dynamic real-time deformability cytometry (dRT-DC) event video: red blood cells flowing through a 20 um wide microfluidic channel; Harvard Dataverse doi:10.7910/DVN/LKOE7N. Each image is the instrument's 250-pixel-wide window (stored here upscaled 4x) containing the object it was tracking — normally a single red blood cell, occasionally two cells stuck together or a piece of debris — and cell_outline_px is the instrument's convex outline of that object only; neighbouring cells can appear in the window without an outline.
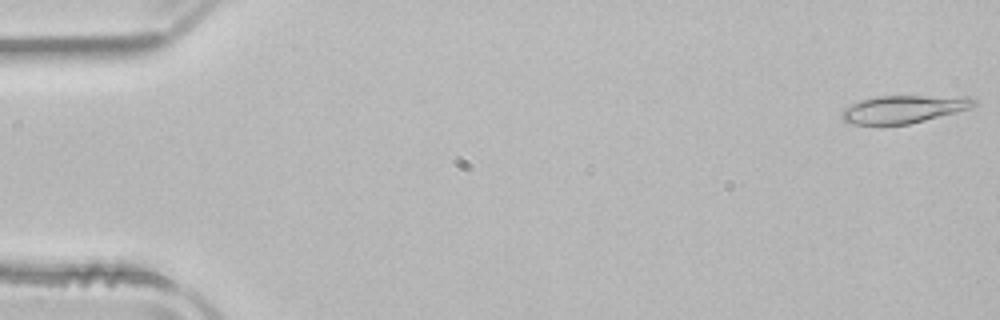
{"species": "common noctule bat (a hibernating species)", "species_latin": "Nyctalus noctula", "temperature_condition": "room temperature", "stored_images_in_passage": 14, "camera_frame_rate_fps": 3000, "um_per_image_px": 0.085, "animal": {"sex": "male", "body_mass_g": 21.5, "forearm_length_mm": 52.0}, "frame": {"image": 1, "passage_image": 1, "time_ms": 0.0, "image_size_px": [1000, 320], "cell_outline_px": [[980, 104], [972, 108], [908, 124], [852, 124], [844, 120], [840, 116], [840, 112], [844, 108], [860, 100], [876, 96], [972, 96]], "centroid_in_image_um": [76.86, 9.26], "position_along_channel_um": 8.1, "area_um2": 21.5}}
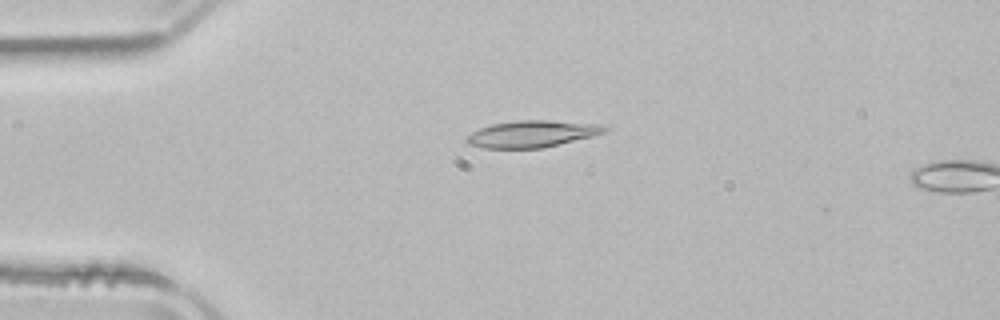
{"frame": {"image": 2, "passage_image": 12, "time_ms": 3.667, "image_size_px": [1000, 320], "cell_outline_px": [[608, 128], [604, 132], [592, 136], [540, 148], [484, 148], [468, 144], [464, 140], [472, 132], [480, 128], [492, 124], [520, 120], [548, 120], [600, 124]], "centroid_in_image_um": [45.19, 11.38], "position_along_channel_um": 39.8, "area_um2": 21.21}}